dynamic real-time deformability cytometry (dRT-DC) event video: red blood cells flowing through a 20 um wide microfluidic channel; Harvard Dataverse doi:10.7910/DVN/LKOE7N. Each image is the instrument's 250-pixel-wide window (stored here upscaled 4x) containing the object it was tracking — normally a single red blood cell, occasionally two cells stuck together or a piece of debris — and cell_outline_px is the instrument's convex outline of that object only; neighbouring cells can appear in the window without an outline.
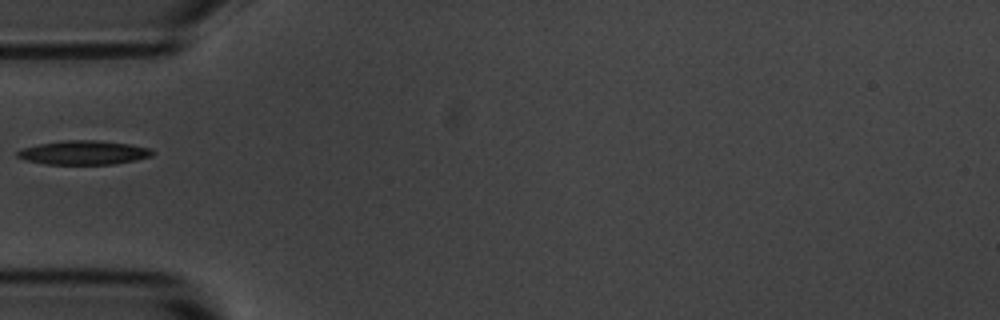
{"species": "common noctule bat (a hibernating species)", "species_latin": "Nyctalus noctula", "temperature_condition": "room temperature", "stored_images_in_passage": 39, "camera_frame_rate_fps": 3000, "um_per_image_px": 0.085, "animal": {"sex": "male", "body_mass_g": 20.1, "forearm_length_mm": 53.5}, "frame": {"image": 1, "passage_image": 1, "time_ms": 0.0, "image_size_px": [1000, 320], "cell_outline_px": [[156, 152], [152, 156], [136, 160], [112, 164], [44, 164], [24, 160], [16, 156], [16, 152], [20, 148], [40, 144], [68, 140], [96, 140], [128, 144], [148, 148]], "centroid_in_image_um": [7.08, 12.98], "position_along_channel_um": 77.9, "area_um2": 18.84}}
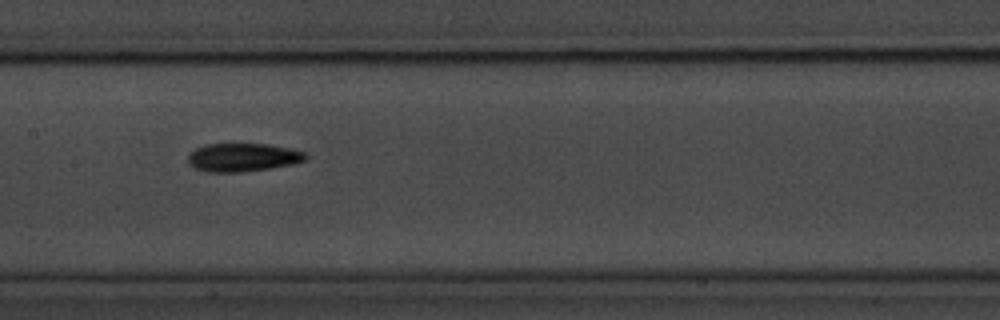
{"frame": {"image": 2, "passage_image": 10, "time_ms": 3.0, "image_size_px": [1000, 320], "cell_outline_px": [[308, 156], [304, 160], [292, 164], [244, 172], [204, 172], [188, 164], [188, 156], [196, 148], [204, 144], [268, 144], [288, 148], [304, 152]], "centroid_in_image_um": [20.6, 13.38], "position_along_channel_um": 186.8, "area_um2": 19.31}}
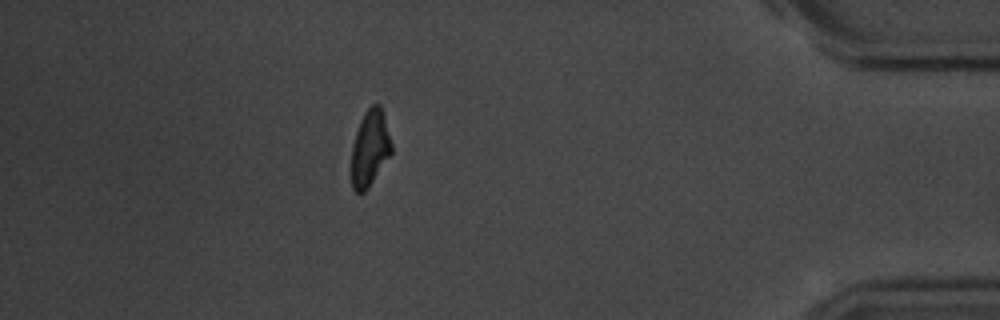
{"frame": {"image": 3, "passage_image": 32, "time_ms": 10.333, "image_size_px": [1000, 320], "cell_outline_px": [[392, 152], [368, 188], [364, 192], [356, 192], [352, 188], [352, 144], [360, 120], [364, 112], [372, 104], [380, 104], [384, 116], [392, 144]], "centroid_in_image_um": [31.44, 12.58], "position_along_channel_um": 403.8, "area_um2": 17.63}}